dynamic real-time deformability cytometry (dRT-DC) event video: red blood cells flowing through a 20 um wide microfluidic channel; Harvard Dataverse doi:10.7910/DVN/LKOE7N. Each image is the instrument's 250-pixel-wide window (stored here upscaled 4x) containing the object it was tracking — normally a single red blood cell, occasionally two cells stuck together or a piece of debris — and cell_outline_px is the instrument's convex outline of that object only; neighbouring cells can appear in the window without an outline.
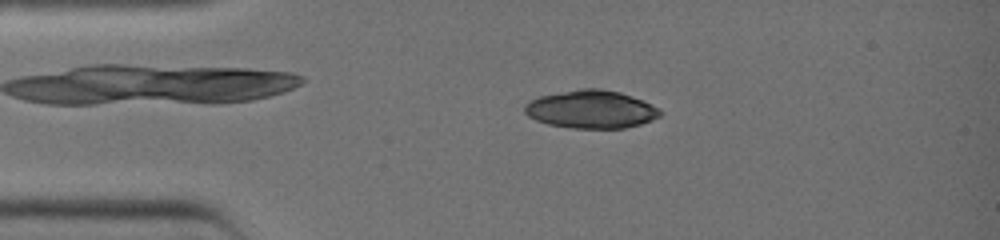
{"species": "common noctule bat (a hibernating species)", "species_latin": "Nyctalus noctula", "temperature_condition": "warm", "stored_images_in_passage": 37, "camera_frame_rate_fps": 3000, "um_per_image_px": 0.085, "animal": {"sex": "female", "body_mass_g": 19.0, "forearm_length_mm": 51.5}, "frame": {"image": 1, "passage_image": 7, "time_ms": 2.0, "image_size_px": [1000, 240], "cell_outline_px": [[664, 112], [660, 116], [652, 120], [640, 124], [624, 128], [572, 128], [548, 124], [536, 120], [528, 116], [524, 112], [524, 104], [540, 96], [580, 88], [600, 88], [620, 92], [652, 104], [660, 108]], "centroid_in_image_um": [50.26, 9.29], "position_along_channel_um": 34.7, "area_um2": 30.06}}
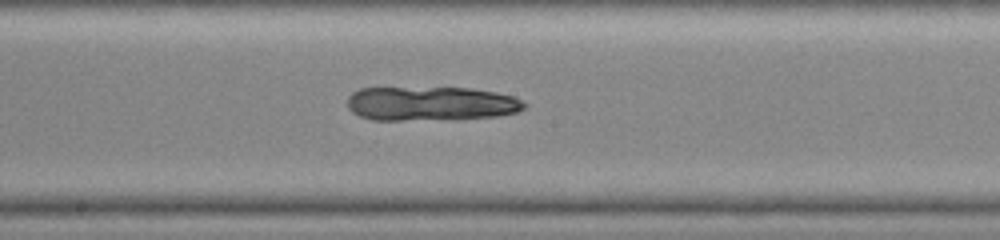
{"frame": {"image": 2, "passage_image": 20, "time_ms": 6.333, "image_size_px": [1000, 240], "cell_outline_px": [[528, 104], [524, 108], [516, 112], [496, 116], [400, 120], [372, 120], [360, 116], [352, 112], [348, 108], [348, 96], [352, 92], [360, 88], [472, 88], [496, 92], [512, 96]], "centroid_in_image_um": [36.58, 8.79], "position_along_channel_um": 211.6, "area_um2": 34.85}}